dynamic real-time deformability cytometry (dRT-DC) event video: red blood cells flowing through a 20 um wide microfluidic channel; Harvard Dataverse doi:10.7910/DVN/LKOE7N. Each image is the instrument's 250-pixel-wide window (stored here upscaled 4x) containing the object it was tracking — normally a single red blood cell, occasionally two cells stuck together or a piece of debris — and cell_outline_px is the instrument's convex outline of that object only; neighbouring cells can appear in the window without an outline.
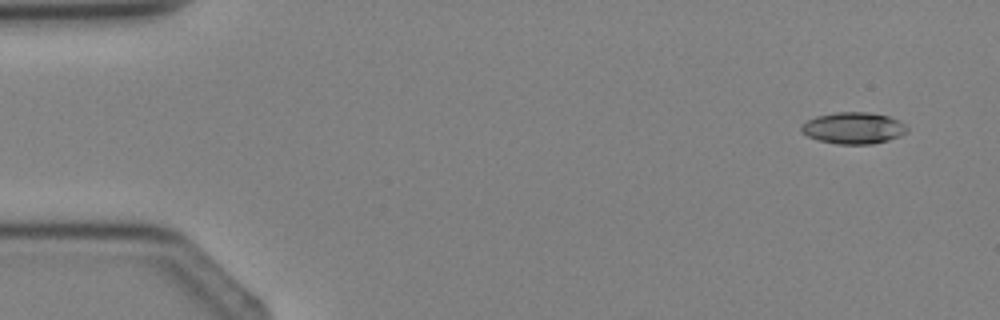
{"species": "Egyptian fruit bat (a non-hibernating species)", "species_latin": "Rousettus aegyptiacus", "temperature_condition": "cold", "stored_images_in_passage": 4, "camera_frame_rate_fps": 3000, "um_per_image_px": 0.085, "animal": {"sex": "female"}, "frame": {"image": 1, "passage_image": 1, "time_ms": 0.0, "image_size_px": [1000, 320], "cell_outline_px": [[908, 132], [900, 136], [888, 140], [872, 144], [836, 144], [816, 140], [800, 132], [800, 128], [808, 120], [816, 116], [836, 112], [868, 112], [888, 116], [900, 120], [908, 128]], "centroid_in_image_um": [72.55, 10.89], "position_along_channel_um": 12.5, "area_um2": 19.59}}